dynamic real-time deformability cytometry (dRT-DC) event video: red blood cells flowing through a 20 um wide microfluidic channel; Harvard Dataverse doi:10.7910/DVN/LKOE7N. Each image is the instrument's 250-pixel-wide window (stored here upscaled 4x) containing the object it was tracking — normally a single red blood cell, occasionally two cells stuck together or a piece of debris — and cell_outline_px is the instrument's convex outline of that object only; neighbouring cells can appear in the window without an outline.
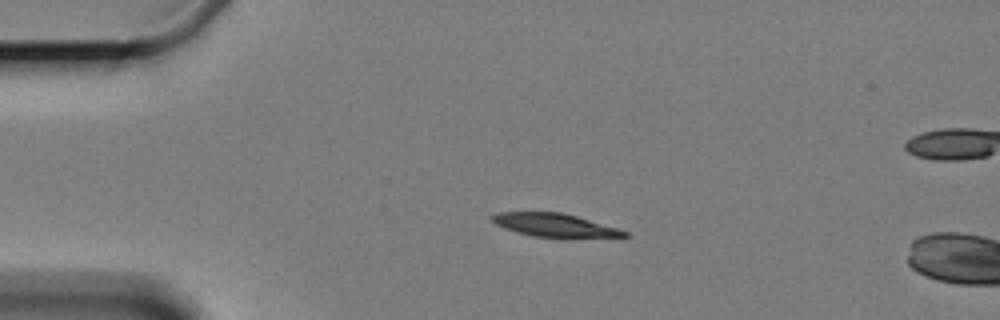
{"species": "Egyptian fruit bat (a non-hibernating species)", "species_latin": "Rousettus aegyptiacus", "temperature_condition": "cold", "stored_images_in_passage": 3, "camera_frame_rate_fps": 3000, "um_per_image_px": 0.085, "animal": {"sex": "female"}, "frame": {"image": 1, "passage_image": 1, "time_ms": 0.0, "image_size_px": [1000, 320], "cell_outline_px": [[628, 236], [568, 240], [560, 240], [532, 236], [516, 232], [504, 228], [496, 224], [492, 220], [492, 216], [496, 212], [560, 212], [576, 216], [616, 228], [628, 232]], "centroid_in_image_um": [47.18, 19.19], "position_along_channel_um": 37.8, "area_um2": 18.61}}